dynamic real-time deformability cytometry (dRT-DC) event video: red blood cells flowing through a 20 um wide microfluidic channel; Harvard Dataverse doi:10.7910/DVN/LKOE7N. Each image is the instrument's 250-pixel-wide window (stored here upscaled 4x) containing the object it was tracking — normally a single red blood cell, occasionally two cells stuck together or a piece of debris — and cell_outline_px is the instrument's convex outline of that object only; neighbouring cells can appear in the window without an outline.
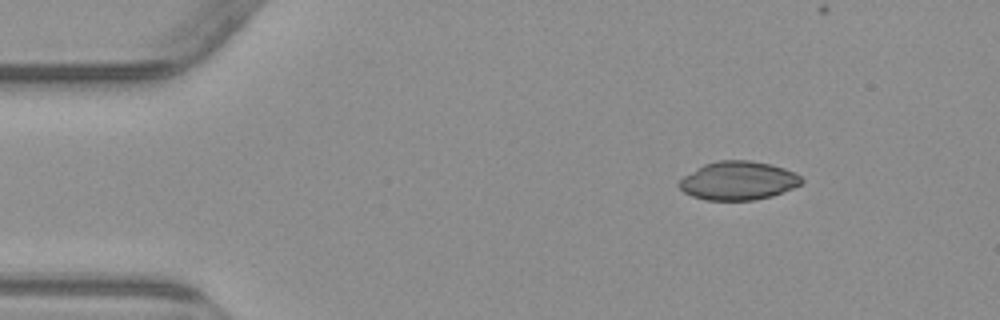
{"species": "common noctule bat (a hibernating species)", "species_latin": "Nyctalus noctula", "temperature_condition": "warm", "stored_images_in_passage": 5, "camera_frame_rate_fps": 3000, "um_per_image_px": 0.085, "animal": {"sex": "male", "body_mass_g": 23.1, "forearm_length_mm": 52.7}, "frame": {"image": 1, "passage_image": 2, "time_ms": 2.0, "image_size_px": [1000, 320], "cell_outline_px": [[804, 180], [800, 184], [792, 188], [772, 196], [756, 200], [704, 200], [692, 196], [684, 192], [676, 184], [684, 176], [704, 164], [720, 160], [752, 160], [772, 164], [796, 172]], "centroid_in_image_um": [62.75, 15.35], "position_along_channel_um": 22.2, "area_um2": 27.63}}